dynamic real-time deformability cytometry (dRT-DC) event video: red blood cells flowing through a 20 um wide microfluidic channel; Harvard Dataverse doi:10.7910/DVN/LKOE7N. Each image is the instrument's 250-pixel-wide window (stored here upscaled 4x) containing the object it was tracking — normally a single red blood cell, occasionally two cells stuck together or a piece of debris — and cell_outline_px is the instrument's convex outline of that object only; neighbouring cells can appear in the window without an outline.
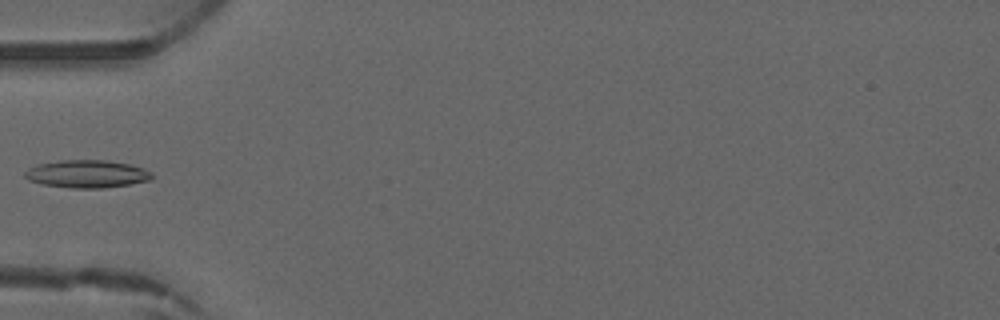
{"species": "common noctule bat (a hibernating species)", "species_latin": "Nyctalus noctula", "temperature_condition": "warm", "stored_images_in_passage": 4, "camera_frame_rate_fps": 3000, "um_per_image_px": 0.085, "animal": {"sex": "male", "forearm_length_mm": 52.5}, "frame": {"image": 1, "passage_image": 4, "time_ms": 3.667, "image_size_px": [1000, 320], "cell_outline_px": [[152, 176], [148, 180], [128, 184], [100, 188], [72, 188], [44, 184], [28, 180], [24, 176], [24, 172], [28, 168], [40, 164], [60, 160], [108, 160], [128, 164], [144, 168], [152, 172]], "centroid_in_image_um": [7.37, 14.77], "position_along_channel_um": 77.6, "area_um2": 20.29}}